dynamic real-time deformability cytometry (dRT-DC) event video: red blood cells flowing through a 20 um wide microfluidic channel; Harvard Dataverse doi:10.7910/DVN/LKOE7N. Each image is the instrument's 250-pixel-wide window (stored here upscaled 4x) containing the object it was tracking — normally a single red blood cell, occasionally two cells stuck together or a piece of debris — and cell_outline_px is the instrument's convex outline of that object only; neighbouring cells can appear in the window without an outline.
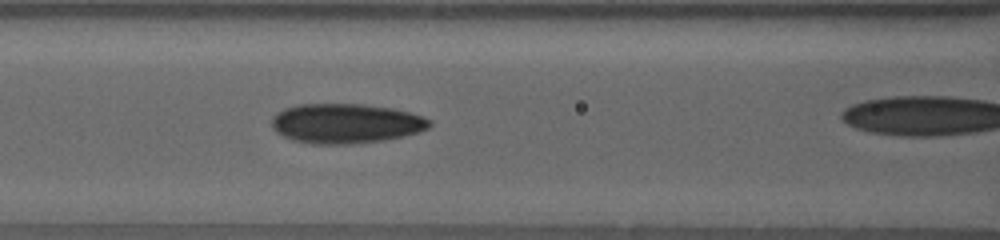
{"species": "human", "species_latin": "Homo sapiens", "temperature_condition": "warm", "stored_images_in_passage": 35, "camera_frame_rate_fps": 3000, "um_per_image_px": 0.085, "donor": {"sex": "female"}, "frame": {"image": 1, "passage_image": 16, "time_ms": 11.0, "image_size_px": [1000, 240], "cell_outline_px": [[432, 124], [428, 128], [416, 132], [400, 136], [380, 140], [348, 144], [312, 144], [296, 140], [284, 136], [276, 132], [272, 128], [272, 116], [284, 108], [300, 104], [360, 104], [392, 108], [408, 112], [432, 120]], "centroid_in_image_um": [29.35, 10.48], "position_along_channel_um": 137.2, "area_um2": 36.13}}
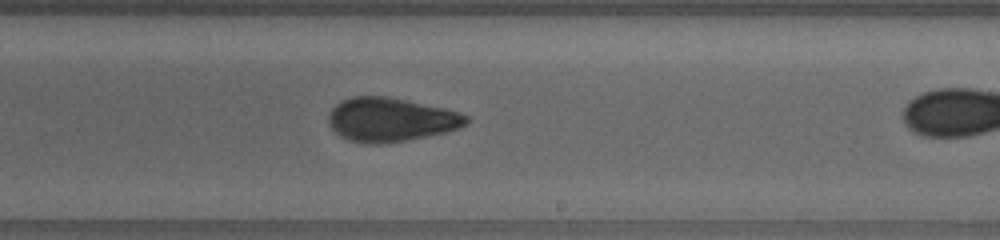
{"frame": {"image": 2, "passage_image": 25, "time_ms": 15.0, "image_size_px": [1000, 240], "cell_outline_px": [[468, 124], [460, 128], [444, 132], [408, 140], [380, 144], [368, 144], [348, 140], [340, 136], [332, 128], [328, 120], [328, 116], [332, 108], [340, 100], [352, 96], [388, 96], [444, 108], [460, 112], [468, 116]], "centroid_in_image_um": [33.2, 10.16], "position_along_channel_um": 255.8, "area_um2": 35.32}}